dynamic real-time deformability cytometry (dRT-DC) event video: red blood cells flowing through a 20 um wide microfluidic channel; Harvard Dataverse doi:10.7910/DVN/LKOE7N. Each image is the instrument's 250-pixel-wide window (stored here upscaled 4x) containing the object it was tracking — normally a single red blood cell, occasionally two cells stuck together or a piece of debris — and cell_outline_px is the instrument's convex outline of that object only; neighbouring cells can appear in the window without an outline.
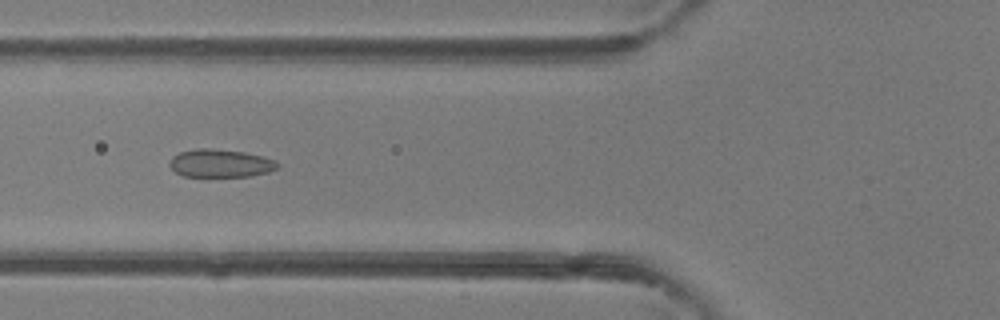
{"species": "common noctule bat (a hibernating species)", "species_latin": "Nyctalus noctula", "temperature_condition": "room temperature", "stored_images_in_passage": 46, "camera_frame_rate_fps": 3000, "um_per_image_px": 0.085, "animal": {"sex": "female"}, "frame": {"image": 1, "passage_image": 17, "time_ms": 5.333, "image_size_px": [1000, 320], "cell_outline_px": [[280, 164], [276, 168], [268, 172], [252, 176], [184, 176], [176, 172], [168, 164], [172, 156], [180, 152], [196, 148], [212, 148], [244, 152], [264, 156], [276, 160]], "centroid_in_image_um": [18.75, 13.87], "position_along_channel_um": 107.1, "area_um2": 17.69}}
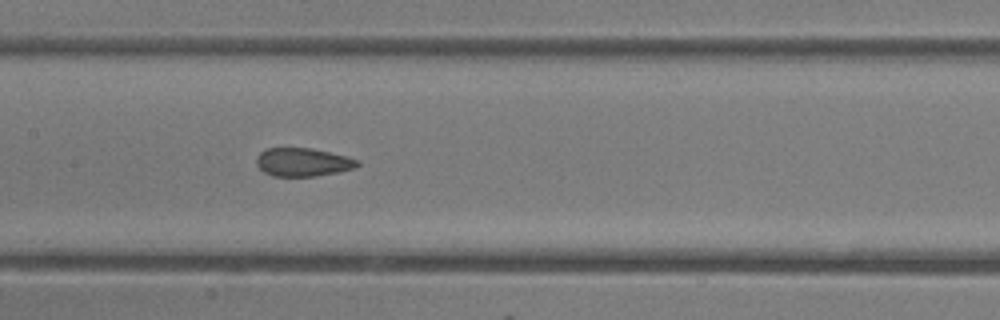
{"frame": {"image": 2, "passage_image": 22, "time_ms": 7.0, "image_size_px": [1000, 320], "cell_outline_px": [[360, 164], [356, 168], [340, 172], [316, 176], [272, 176], [264, 172], [256, 164], [256, 156], [260, 152], [268, 148], [312, 148], [348, 156], [360, 160]], "centroid_in_image_um": [25.78, 13.78], "position_along_channel_um": 181.6, "area_um2": 16.94}}
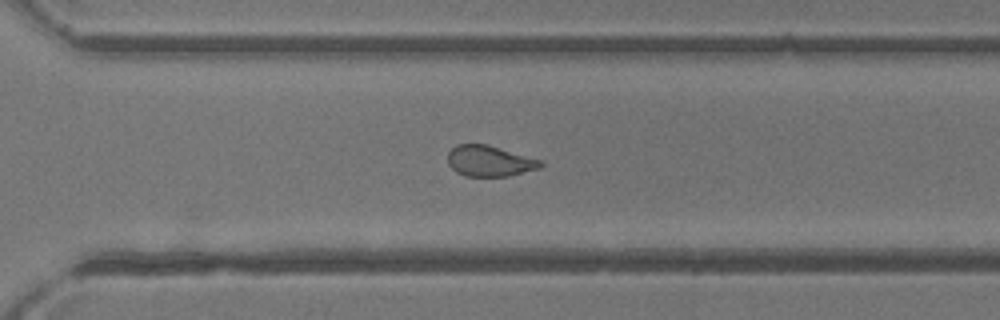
{"frame": {"image": 3, "passage_image": 32, "time_ms": 10.333, "image_size_px": [1000, 320], "cell_outline_px": [[544, 164], [540, 168], [508, 176], [464, 176], [456, 172], [448, 164], [448, 152], [456, 144], [488, 144], [540, 160]], "centroid_in_image_um": [41.58, 13.68], "position_along_channel_um": 329.0, "area_um2": 16.65}, "authors_computed_cell_mechanics": {"area_um2": 18.3515, "velocity_mm_per_s": 4.4453, "shape_relaxation_time_tau1_ms": null, "shape_relaxation_time_tau2_ms": 1.0247, "deformation_change_tau1": null, "deformation_change_tau2": 0.0692}}